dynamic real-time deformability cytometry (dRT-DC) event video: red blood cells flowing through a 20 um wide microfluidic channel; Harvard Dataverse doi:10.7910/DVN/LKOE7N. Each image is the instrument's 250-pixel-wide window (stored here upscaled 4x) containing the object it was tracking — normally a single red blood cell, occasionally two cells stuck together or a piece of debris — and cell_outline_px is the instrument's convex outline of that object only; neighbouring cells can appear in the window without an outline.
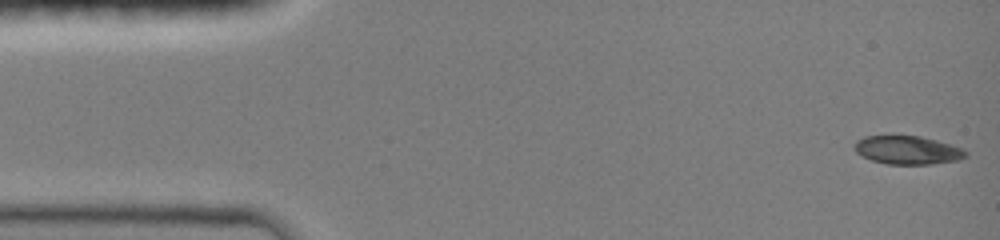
{"species": "common noctule bat (a hibernating species)", "species_latin": "Nyctalus noctula", "temperature_condition": "room temperature", "stored_images_in_passage": 23, "camera_frame_rate_fps": 3000, "um_per_image_px": 0.085, "animal": {"sex": "female", "body_mass_g": 19.0, "forearm_length_mm": 51.5}, "frame": {"image": 1, "passage_image": 1, "time_ms": 0.0, "image_size_px": [1000, 240], "cell_outline_px": [[968, 152], [964, 156], [956, 160], [928, 164], [888, 164], [872, 160], [856, 152], [856, 140], [864, 136], [892, 132], [920, 136], [936, 140], [960, 148]], "centroid_in_image_um": [77.06, 12.69], "position_along_channel_um": 7.9, "area_um2": 18.73}}
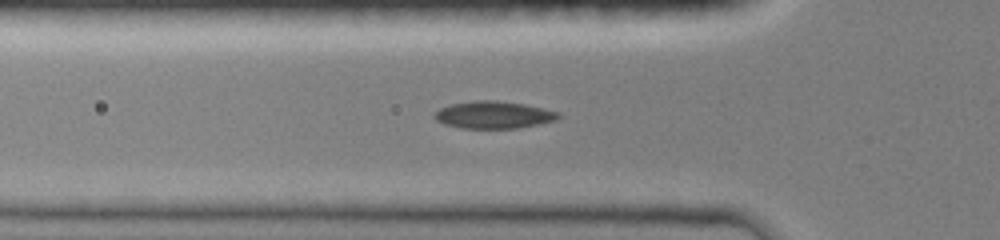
{"frame": {"image": 2, "passage_image": 12, "time_ms": 4.667, "image_size_px": [1000, 240], "cell_outline_px": [[560, 116], [556, 120], [516, 128], [464, 128], [444, 124], [436, 120], [432, 116], [440, 108], [452, 104], [476, 100], [496, 100], [524, 104], [560, 112]], "centroid_in_image_um": [41.94, 9.76], "position_along_channel_um": 83.9, "area_um2": 19.48}}
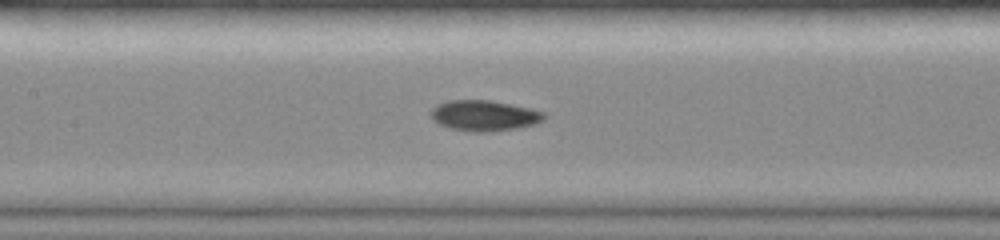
{"frame": {"image": 3, "passage_image": 19, "time_ms": 6.667, "image_size_px": [1000, 240], "cell_outline_px": [[544, 120], [532, 124], [516, 128], [484, 132], [476, 132], [452, 128], [440, 124], [432, 116], [432, 108], [436, 104], [448, 100], [488, 100], [532, 108], [544, 112]], "centroid_in_image_um": [41.17, 9.81], "position_along_channel_um": 166.2, "area_um2": 19.83}}